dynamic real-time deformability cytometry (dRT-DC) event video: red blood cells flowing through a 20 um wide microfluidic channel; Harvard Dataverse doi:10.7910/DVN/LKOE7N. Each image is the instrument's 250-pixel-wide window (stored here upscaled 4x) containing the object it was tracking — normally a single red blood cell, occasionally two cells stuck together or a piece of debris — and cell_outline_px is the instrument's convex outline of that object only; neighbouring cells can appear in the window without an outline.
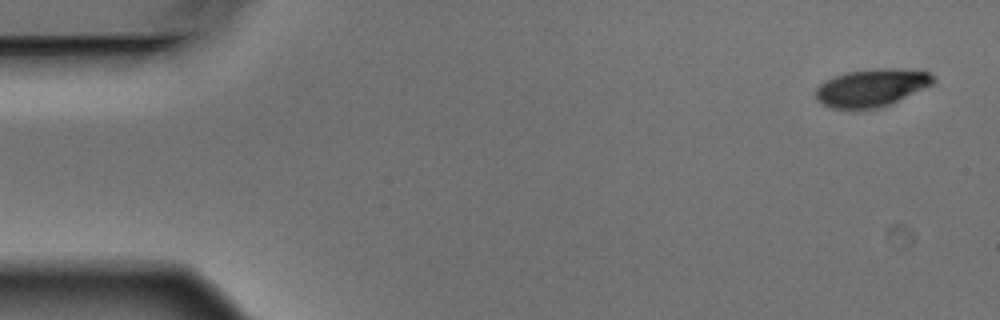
{"species": "Egyptian fruit bat (a non-hibernating species)", "species_latin": "Rousettus aegyptiacus", "temperature_condition": "warm", "stored_images_in_passage": 5, "camera_frame_rate_fps": 3000, "um_per_image_px": 0.085, "animal": {"sex": "male"}, "frame": {"image": 1, "passage_image": 1, "time_ms": 0.0, "image_size_px": [1000, 320], "cell_outline_px": [[936, 80], [932, 84], [880, 108], [832, 108], [816, 100], [816, 88], [824, 80], [848, 72], [876, 68], [896, 68], [928, 72]], "centroid_in_image_um": [74.06, 7.44], "position_along_channel_um": 10.9, "area_um2": 25.32}}
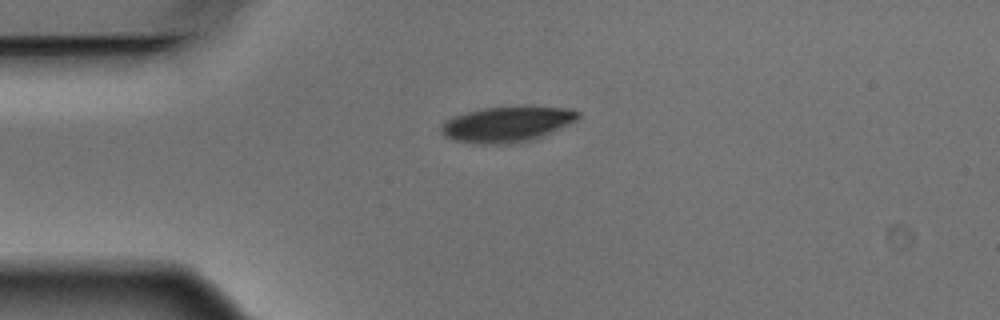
{"frame": {"image": 2, "passage_image": 4, "time_ms": 1.0, "image_size_px": [1000, 320], "cell_outline_px": [[580, 116], [576, 120], [544, 136], [532, 140], [508, 144], [476, 144], [452, 140], [444, 136], [440, 132], [440, 124], [444, 120], [452, 116], [484, 108], [524, 104], [572, 108], [580, 112]], "centroid_in_image_um": [43.1, 10.53], "position_along_channel_um": 41.9, "area_um2": 29.36}}